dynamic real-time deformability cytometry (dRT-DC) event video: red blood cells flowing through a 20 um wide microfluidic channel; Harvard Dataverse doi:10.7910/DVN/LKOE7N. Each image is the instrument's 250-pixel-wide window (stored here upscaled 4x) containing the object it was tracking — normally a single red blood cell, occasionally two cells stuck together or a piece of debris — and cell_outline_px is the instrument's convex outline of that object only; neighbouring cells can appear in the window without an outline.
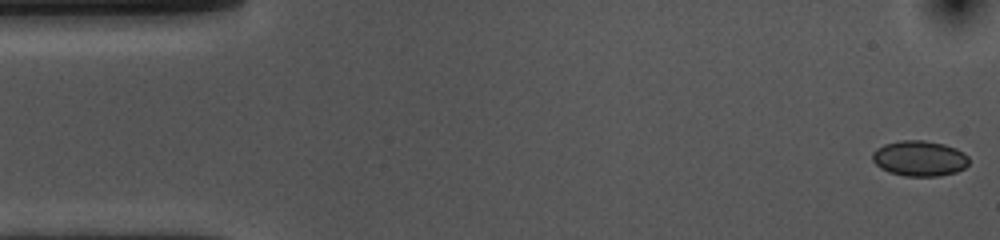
{"species": "common noctule bat (a hibernating species)", "species_latin": "Nyctalus noctula", "temperature_condition": "cold", "stored_images_in_passage": 54, "camera_frame_rate_fps": 3000, "um_per_image_px": 0.085, "animal": {"sex": "female", "body_mass_g": 10.0, "forearm_length_mm": 53.1}, "frame": {"image": 1, "passage_image": 1, "time_ms": 0.0, "image_size_px": [1000, 240], "cell_outline_px": [[968, 164], [964, 168], [956, 172], [940, 176], [904, 176], [888, 172], [880, 168], [872, 160], [872, 152], [876, 148], [884, 144], [900, 140], [924, 140], [944, 144], [956, 148], [964, 152], [968, 156]], "centroid_in_image_um": [78.14, 13.46], "position_along_channel_um": 6.9, "area_um2": 20.17}}
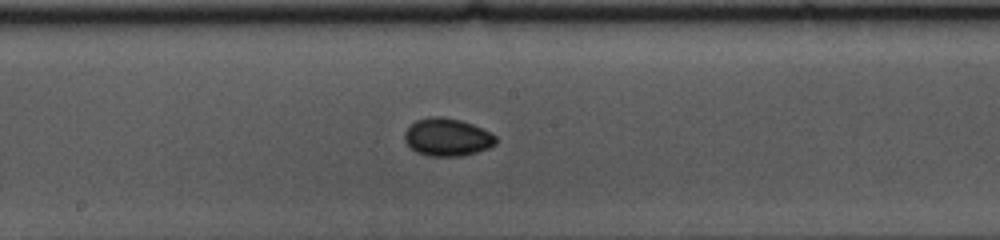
{"frame": {"image": 2, "passage_image": 27, "time_ms": 8.667, "image_size_px": [1000, 240], "cell_outline_px": [[496, 144], [488, 148], [476, 152], [460, 156], [428, 156], [416, 152], [404, 140], [404, 132], [416, 120], [432, 116], [440, 116], [460, 120], [472, 124], [492, 132], [496, 136]], "centroid_in_image_um": [38.03, 11.66], "position_along_channel_um": 210.2, "area_um2": 20.06}}
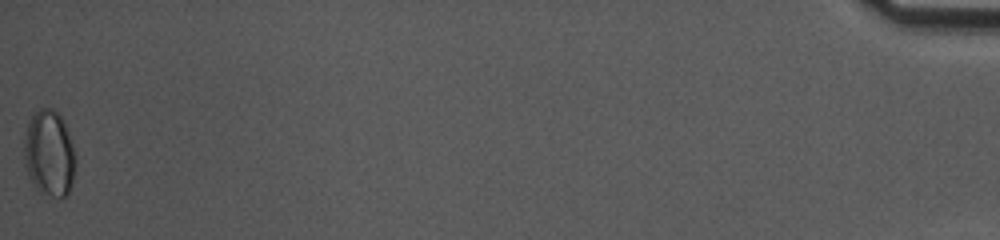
{"frame": {"image": 3, "passage_image": 54, "time_ms": 17.667, "image_size_px": [1000, 240], "cell_outline_px": [[76, 164], [72, 184], [68, 196], [52, 196], [40, 192], [36, 188], [28, 176], [24, 164], [24, 136], [28, 120], [40, 108], [52, 108], [60, 116], [64, 124], [72, 144], [76, 160]], "centroid_in_image_um": [4.17, 13.06], "position_along_channel_um": 431.0, "area_um2": 25.89}, "authors_computed_cell_mechanics": {"area_um2": 19.3341, "velocity_mm_per_s": 3.6239, "shape_relaxation_time_tau1_ms": 4.2926, "shape_relaxation_time_tau2_ms": null, "deformation_change_tau1": 0.06, "deformation_change_tau2": null}}